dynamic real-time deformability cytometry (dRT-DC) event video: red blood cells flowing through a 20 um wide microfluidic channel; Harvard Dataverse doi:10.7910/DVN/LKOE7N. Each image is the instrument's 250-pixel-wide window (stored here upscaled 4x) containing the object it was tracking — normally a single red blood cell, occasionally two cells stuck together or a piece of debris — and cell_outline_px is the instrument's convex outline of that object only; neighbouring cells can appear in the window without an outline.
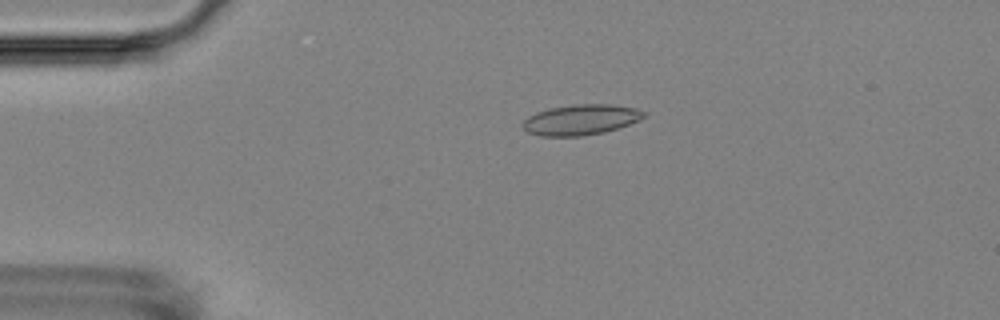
{"species": "Egyptian fruit bat (a non-hibernating species)", "species_latin": "Rousettus aegyptiacus", "temperature_condition": "room temperature", "stored_images_in_passage": 3, "camera_frame_rate_fps": 3000, "um_per_image_px": 0.085, "animal": {"sex": "female"}, "frame": {"image": 1, "passage_image": 3, "time_ms": 2.333, "image_size_px": [1000, 320], "cell_outline_px": [[648, 112], [644, 116], [628, 124], [604, 132], [584, 136], [540, 136], [528, 132], [524, 128], [524, 120], [528, 116], [536, 112], [548, 108], [572, 104], [612, 104], [636, 108]], "centroid_in_image_um": [49.36, 10.16], "position_along_channel_um": 35.6, "area_um2": 21.44}}